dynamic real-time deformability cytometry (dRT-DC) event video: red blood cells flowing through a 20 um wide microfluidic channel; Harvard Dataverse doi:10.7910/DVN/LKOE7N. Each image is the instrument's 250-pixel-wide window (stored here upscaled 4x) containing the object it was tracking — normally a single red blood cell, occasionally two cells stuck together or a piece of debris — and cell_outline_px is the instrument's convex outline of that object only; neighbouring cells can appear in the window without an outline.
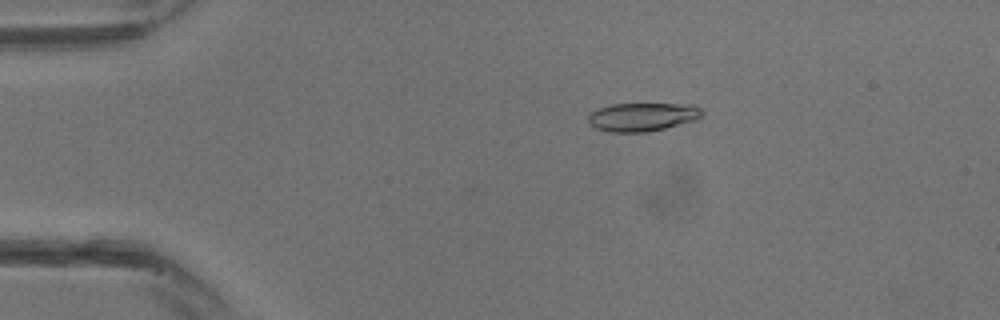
{"species": "common noctule bat (a hibernating species)", "species_latin": "Nyctalus noctula", "temperature_condition": "warm", "stored_images_in_passage": 12, "camera_frame_rate_fps": 3000, "um_per_image_px": 0.085, "animal": {"sex": "male", "body_mass_g": 13.3}, "frame": {"image": 1, "passage_image": 3, "time_ms": 0.667, "image_size_px": [1000, 320], "cell_outline_px": [[704, 116], [696, 120], [648, 132], [612, 132], [596, 128], [588, 124], [588, 112], [612, 104], [692, 104], [700, 108], [704, 112]], "centroid_in_image_um": [54.61, 9.93], "position_along_channel_um": 30.4, "area_um2": 19.02}}
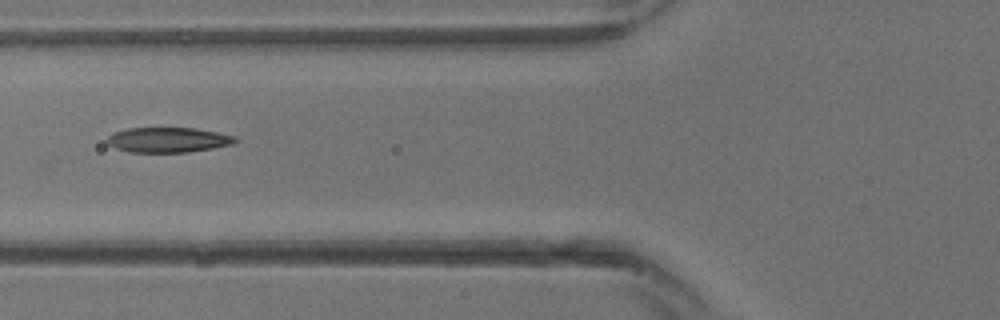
{"frame": {"image": 2, "passage_image": 9, "time_ms": 2.667, "image_size_px": [1000, 320], "cell_outline_px": [[236, 140], [232, 144], [212, 148], [188, 152], [128, 152], [116, 148], [108, 144], [104, 140], [112, 132], [128, 128], [196, 128], [236, 136]], "centroid_in_image_um": [14.23, 11.88], "position_along_channel_um": 111.6, "area_um2": 18.73}}
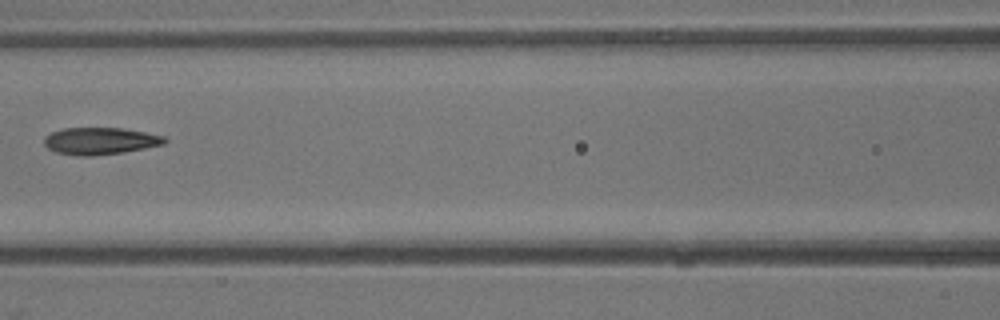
{"frame": {"image": 3, "passage_image": 11, "time_ms": 3.333, "image_size_px": [1000, 320], "cell_outline_px": [[168, 140], [164, 144], [124, 152], [92, 156], [76, 156], [56, 152], [48, 148], [44, 144], [44, 136], [52, 132], [64, 128], [120, 128], [144, 132], [164, 136]], "centroid_in_image_um": [8.49, 11.99], "position_along_channel_um": 158.1, "area_um2": 18.96}}